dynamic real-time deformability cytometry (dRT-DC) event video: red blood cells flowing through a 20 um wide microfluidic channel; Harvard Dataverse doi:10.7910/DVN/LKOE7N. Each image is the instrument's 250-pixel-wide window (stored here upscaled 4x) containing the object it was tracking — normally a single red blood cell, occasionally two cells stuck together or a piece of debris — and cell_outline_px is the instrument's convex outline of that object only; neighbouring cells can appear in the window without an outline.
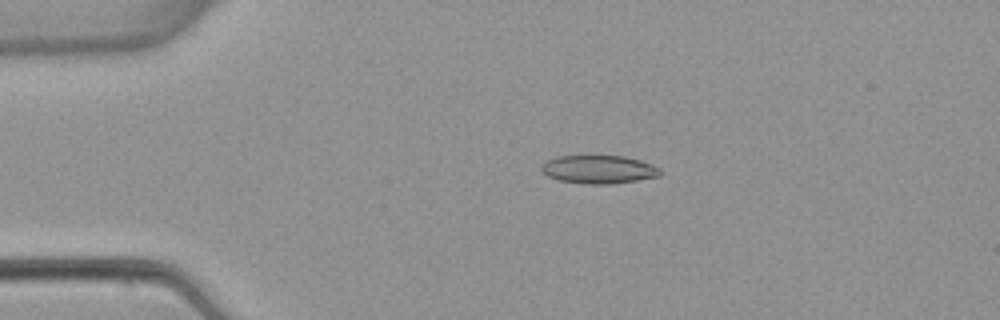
{"species": "common noctule bat (a hibernating species)", "species_latin": "Nyctalus noctula", "temperature_condition": "warm", "stored_images_in_passage": 5, "camera_frame_rate_fps": 3000, "um_per_image_px": 0.085, "animal": {"sex": "female", "body_mass_g": 22.7, "forearm_length_mm": 54.2}, "frame": {"image": 1, "passage_image": 3, "time_ms": 2.333, "image_size_px": [1000, 320], "cell_outline_px": [[660, 176], [612, 184], [588, 184], [560, 180], [548, 176], [540, 168], [540, 164], [544, 160], [556, 156], [624, 156], [640, 160], [652, 164], [660, 168]], "centroid_in_image_um": [50.87, 14.39], "position_along_channel_um": 34.1, "area_um2": 19.59}}